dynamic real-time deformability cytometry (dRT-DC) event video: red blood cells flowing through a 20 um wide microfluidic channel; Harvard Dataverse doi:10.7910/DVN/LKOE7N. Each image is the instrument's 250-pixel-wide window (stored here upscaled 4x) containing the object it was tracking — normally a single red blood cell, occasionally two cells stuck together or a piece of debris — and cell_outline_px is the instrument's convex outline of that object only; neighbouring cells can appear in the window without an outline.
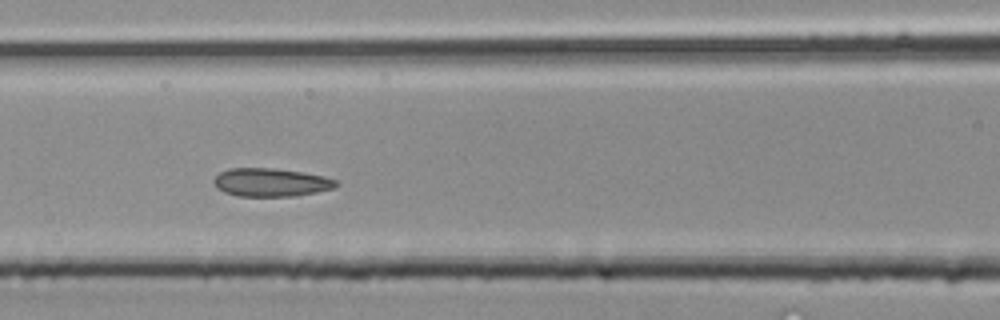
{"species": "common noctule bat (a hibernating species)", "species_latin": "Nyctalus noctula", "temperature_condition": "room temperature", "stored_images_in_passage": 18, "camera_frame_rate_fps": 3000, "um_per_image_px": 0.085, "animal": {"sex": "male", "body_mass_g": 20.4}, "frame": {"image": 1, "passage_image": 11, "time_ms": 3.333, "image_size_px": [1000, 320], "cell_outline_px": [[340, 184], [336, 188], [296, 196], [236, 196], [224, 192], [216, 188], [212, 180], [220, 172], [228, 168], [272, 168], [304, 172], [324, 176], [336, 180]], "centroid_in_image_um": [23.03, 15.5], "position_along_channel_um": 143.6, "area_um2": 20.4}}
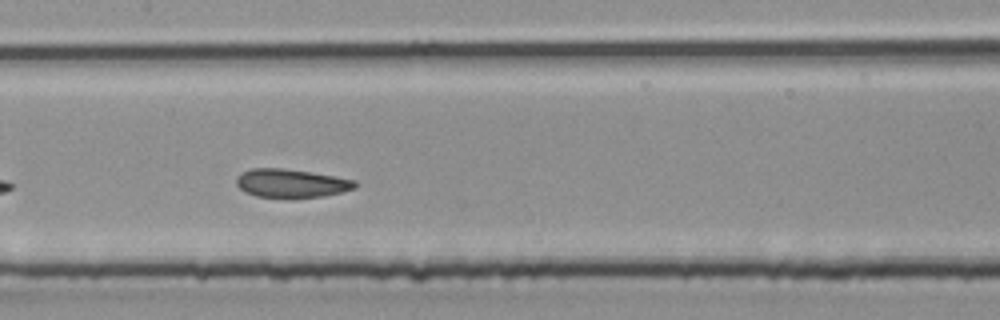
{"frame": {"image": 2, "passage_image": 13, "time_ms": 4.0, "image_size_px": [1000, 320], "cell_outline_px": [[356, 188], [324, 196], [292, 200], [288, 200], [256, 196], [244, 192], [236, 184], [236, 176], [252, 168], [280, 168], [308, 172], [356, 180]], "centroid_in_image_um": [24.72, 15.62], "position_along_channel_um": 182.7, "area_um2": 20.11}}